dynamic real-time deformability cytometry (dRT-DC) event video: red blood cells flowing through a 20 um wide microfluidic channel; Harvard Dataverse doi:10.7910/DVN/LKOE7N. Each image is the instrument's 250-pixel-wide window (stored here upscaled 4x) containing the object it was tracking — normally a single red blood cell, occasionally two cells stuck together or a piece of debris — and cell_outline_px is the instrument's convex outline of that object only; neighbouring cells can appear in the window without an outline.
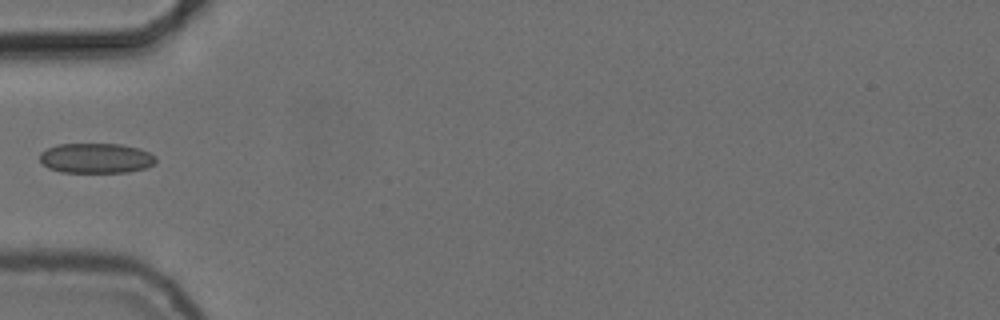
{"species": "common noctule bat (a hibernating species)", "species_latin": "Nyctalus noctula", "temperature_condition": "cold", "stored_images_in_passage": 7, "camera_frame_rate_fps": 3000, "um_per_image_px": 0.085, "animal": {"sex": "female", "body_mass_g": 24.6, "forearm_length_mm": 56.2}, "frame": {"image": 1, "passage_image": 1, "time_ms": 0.0, "image_size_px": [1000, 320], "cell_outline_px": [[156, 160], [152, 164], [144, 168], [128, 172], [60, 172], [48, 168], [40, 160], [40, 152], [56, 144], [120, 144], [140, 148], [156, 156]], "centroid_in_image_um": [8.15, 13.44], "position_along_channel_um": 76.9, "area_um2": 20.29}}
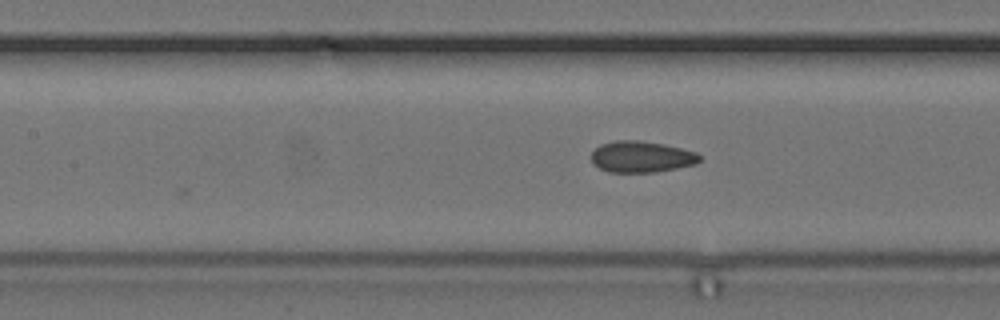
{"frame": {"image": 2, "passage_image": 7, "time_ms": 2.0, "image_size_px": [1000, 320], "cell_outline_px": [[700, 160], [696, 164], [656, 172], [608, 172], [592, 164], [592, 152], [600, 144], [616, 140], [640, 140], [664, 144], [696, 152], [700, 156]], "centroid_in_image_um": [54.5, 13.32], "position_along_channel_um": 152.9, "area_um2": 19.77}}